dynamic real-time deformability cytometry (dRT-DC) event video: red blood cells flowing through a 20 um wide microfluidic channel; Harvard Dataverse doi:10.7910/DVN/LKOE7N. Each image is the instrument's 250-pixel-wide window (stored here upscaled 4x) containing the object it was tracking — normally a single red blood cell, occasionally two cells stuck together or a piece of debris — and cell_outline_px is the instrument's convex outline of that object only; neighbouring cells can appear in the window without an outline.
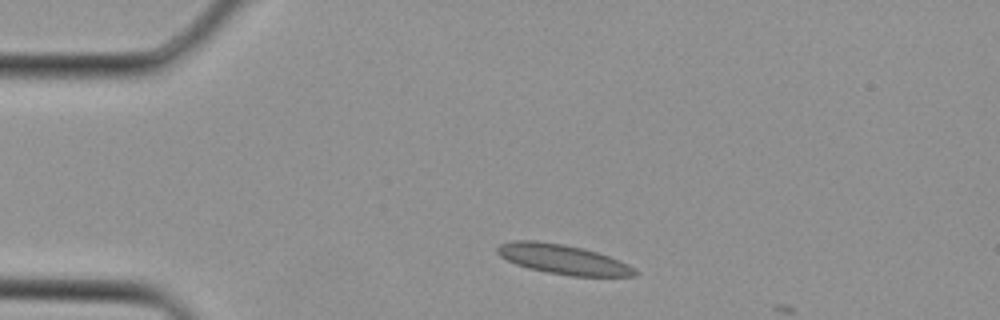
{"species": "Egyptian fruit bat (a non-hibernating species)", "species_latin": "Rousettus aegyptiacus", "temperature_condition": "cold", "stored_images_in_passage": 2, "camera_frame_rate_fps": 3000, "um_per_image_px": 0.085, "animal": {"sex": "female"}, "frame": {"image": 1, "passage_image": 1, "time_ms": 0.0, "image_size_px": [1000, 320], "cell_outline_px": [[640, 272], [636, 276], [572, 276], [548, 272], [528, 268], [516, 264], [500, 256], [496, 252], [496, 248], [500, 244], [512, 240], [536, 240], [564, 244], [584, 248], [620, 260], [628, 264]], "centroid_in_image_um": [47.86, 22.03], "position_along_channel_um": 37.1, "area_um2": 23.87}}